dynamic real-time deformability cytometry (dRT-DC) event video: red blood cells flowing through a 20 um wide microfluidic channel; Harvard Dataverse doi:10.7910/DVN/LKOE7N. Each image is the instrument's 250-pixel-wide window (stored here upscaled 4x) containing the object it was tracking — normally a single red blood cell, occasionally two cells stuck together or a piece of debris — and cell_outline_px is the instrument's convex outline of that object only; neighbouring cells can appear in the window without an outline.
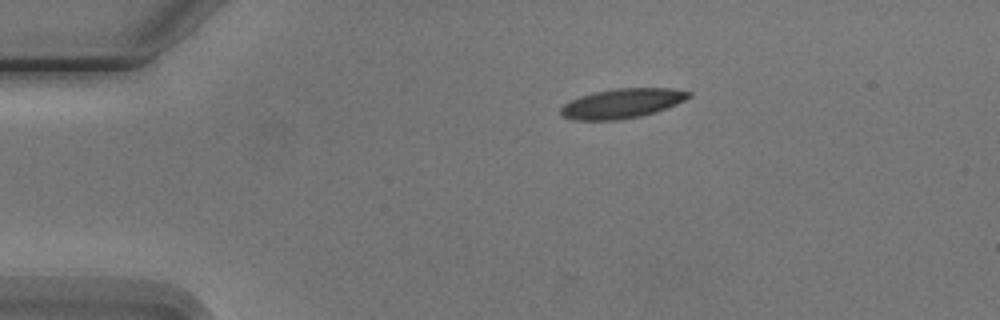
{"species": "Egyptian fruit bat (a non-hibernating species)", "species_latin": "Rousettus aegyptiacus", "temperature_condition": "cold", "stored_images_in_passage": 2, "camera_frame_rate_fps": 3000, "um_per_image_px": 0.085, "animal": {"sex": "male"}, "frame": {"image": 1, "passage_image": 1, "time_ms": 0.0, "image_size_px": [1000, 320], "cell_outline_px": [[692, 96], [676, 104], [656, 112], [640, 116], [620, 120], [572, 120], [560, 116], [560, 108], [564, 104], [580, 96], [596, 92], [620, 88], [668, 88], [692, 92]], "centroid_in_image_um": [52.86, 8.8], "position_along_channel_um": 32.1, "area_um2": 22.02}}